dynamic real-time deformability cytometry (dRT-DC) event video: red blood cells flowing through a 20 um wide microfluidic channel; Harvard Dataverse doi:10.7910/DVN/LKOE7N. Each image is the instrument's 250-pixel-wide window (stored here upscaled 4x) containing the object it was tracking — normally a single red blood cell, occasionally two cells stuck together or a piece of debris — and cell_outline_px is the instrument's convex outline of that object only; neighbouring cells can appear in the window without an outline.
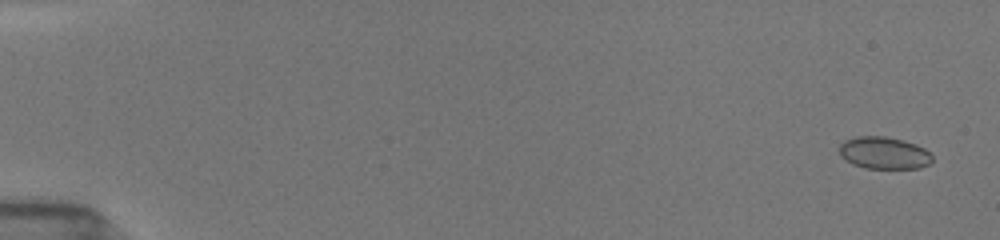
{"species": "common noctule bat (a hibernating species)", "species_latin": "Nyctalus noctula", "temperature_condition": "room temperature", "stored_images_in_passage": 52, "camera_frame_rate_fps": 3000, "um_per_image_px": 0.085, "animal": {"sex": "female", "body_mass_g": 19.5, "forearm_length_mm": 54.1}, "frame": {"image": 1, "passage_image": 1, "time_ms": 0.0, "image_size_px": [1000, 240], "cell_outline_px": [[932, 160], [928, 164], [920, 168], [864, 168], [852, 164], [840, 156], [840, 144], [844, 140], [856, 136], [884, 136], [916, 144], [924, 148], [932, 156]], "centroid_in_image_um": [75.11, 13.0], "position_along_channel_um": 9.9, "area_um2": 17.34}}
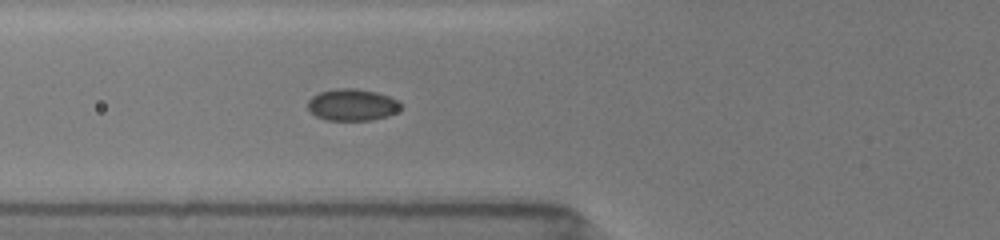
{"frame": {"image": 2, "passage_image": 20, "time_ms": 6.333, "image_size_px": [1000, 240], "cell_outline_px": [[404, 108], [388, 116], [372, 120], [328, 120], [316, 116], [308, 108], [308, 100], [312, 96], [320, 92], [336, 88], [356, 88], [376, 92], [400, 100], [404, 104]], "centroid_in_image_um": [30.0, 8.9], "position_along_channel_um": 95.8, "area_um2": 17.46}}
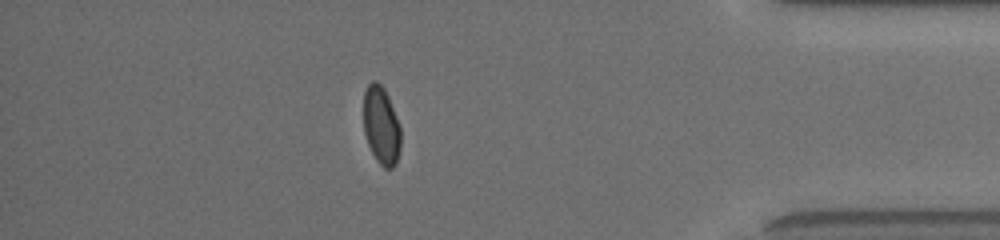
{"frame": {"image": 3, "passage_image": 46, "time_ms": 15.0, "image_size_px": [1000, 240], "cell_outline_px": [[400, 148], [396, 164], [392, 168], [384, 168], [376, 160], [368, 144], [364, 132], [364, 92], [368, 84], [372, 80], [376, 80], [384, 88], [388, 96], [396, 116], [400, 128]], "centroid_in_image_um": [32.4, 10.67], "position_along_channel_um": 402.8, "area_um2": 16.88}, "authors_computed_cell_mechanics": {"area_um2": 17.4556, "velocity_mm_per_s": 3.9188, "shape_relaxation_time_tau1_ms": null, "shape_relaxation_time_tau2_ms": 2.1494, "deformation_change_tau1": null, "deformation_change_tau2": 0.0331}}